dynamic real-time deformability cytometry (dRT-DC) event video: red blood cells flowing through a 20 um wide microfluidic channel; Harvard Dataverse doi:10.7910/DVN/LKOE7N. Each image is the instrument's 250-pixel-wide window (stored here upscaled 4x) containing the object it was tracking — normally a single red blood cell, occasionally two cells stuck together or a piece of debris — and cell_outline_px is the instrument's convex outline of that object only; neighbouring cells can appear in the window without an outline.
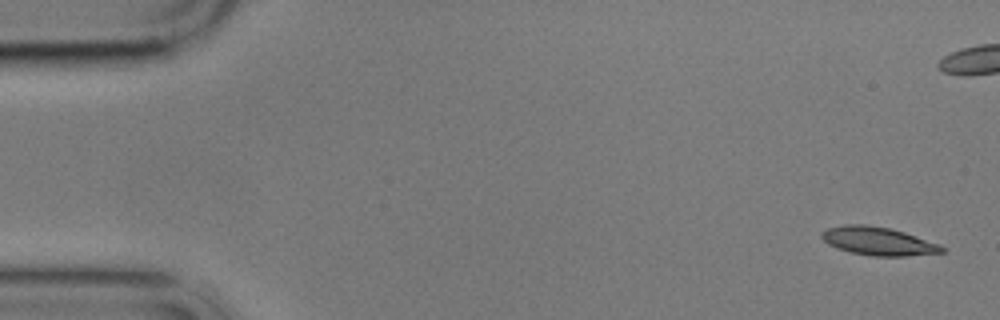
{"species": "common noctule bat (a hibernating species)", "species_latin": "Nyctalus noctula", "temperature_condition": "cold", "stored_images_in_passage": 6, "camera_frame_rate_fps": 3000, "um_per_image_px": 0.085, "animal": {"sex": "male", "body_mass_g": 17.9}, "frame": {"image": 1, "passage_image": 1, "time_ms": 0.0, "image_size_px": [1000, 320], "cell_outline_px": [[948, 248], [944, 252], [904, 256], [872, 256], [852, 252], [836, 248], [828, 244], [820, 236], [820, 232], [828, 228], [844, 224], [868, 224], [892, 228], [940, 244]], "centroid_in_image_um": [74.65, 20.48], "position_along_channel_um": 10.3, "area_um2": 20.0}}
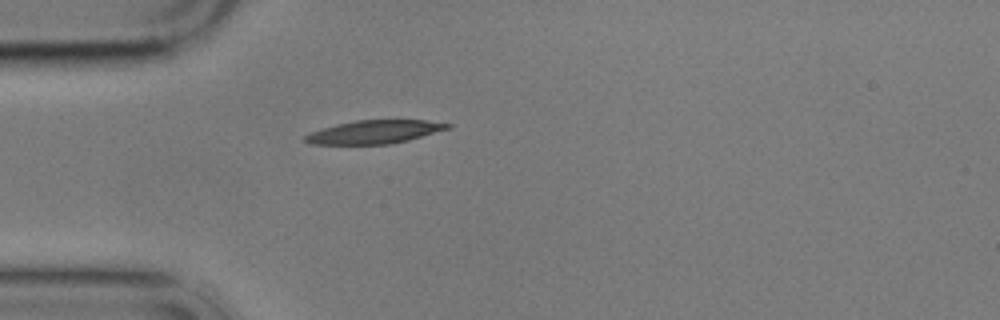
{"frame": {"image": 2, "passage_image": 6, "time_ms": 6.333, "image_size_px": [1000, 320], "cell_outline_px": [[452, 128], [408, 140], [388, 144], [312, 144], [304, 140], [304, 136], [308, 132], [336, 124], [356, 120], [424, 120], [452, 124]], "centroid_in_image_um": [31.82, 11.21], "position_along_channel_um": 53.2, "area_um2": 19.36}}